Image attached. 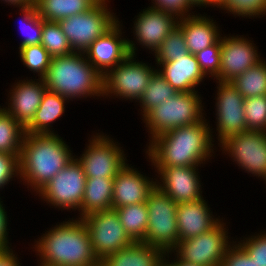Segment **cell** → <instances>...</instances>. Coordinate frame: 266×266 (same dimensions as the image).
Returning <instances> with one entry per match:
<instances>
[{
	"label": "cell",
	"mask_w": 266,
	"mask_h": 266,
	"mask_svg": "<svg viewBox=\"0 0 266 266\" xmlns=\"http://www.w3.org/2000/svg\"><path fill=\"white\" fill-rule=\"evenodd\" d=\"M211 131L206 119L181 126L150 140L146 154L155 168L200 166L214 153Z\"/></svg>",
	"instance_id": "6da1fadb"
},
{
	"label": "cell",
	"mask_w": 266,
	"mask_h": 266,
	"mask_svg": "<svg viewBox=\"0 0 266 266\" xmlns=\"http://www.w3.org/2000/svg\"><path fill=\"white\" fill-rule=\"evenodd\" d=\"M40 262L51 266H101L81 218L63 221L35 241Z\"/></svg>",
	"instance_id": "7a4b0ae2"
},
{
	"label": "cell",
	"mask_w": 266,
	"mask_h": 266,
	"mask_svg": "<svg viewBox=\"0 0 266 266\" xmlns=\"http://www.w3.org/2000/svg\"><path fill=\"white\" fill-rule=\"evenodd\" d=\"M57 134L25 133L20 152V178L38 192L75 156Z\"/></svg>",
	"instance_id": "3957f363"
},
{
	"label": "cell",
	"mask_w": 266,
	"mask_h": 266,
	"mask_svg": "<svg viewBox=\"0 0 266 266\" xmlns=\"http://www.w3.org/2000/svg\"><path fill=\"white\" fill-rule=\"evenodd\" d=\"M84 53L52 57L43 78L48 91L69 99L102 96V74L85 58Z\"/></svg>",
	"instance_id": "277c9868"
},
{
	"label": "cell",
	"mask_w": 266,
	"mask_h": 266,
	"mask_svg": "<svg viewBox=\"0 0 266 266\" xmlns=\"http://www.w3.org/2000/svg\"><path fill=\"white\" fill-rule=\"evenodd\" d=\"M200 98L197 91L179 92L148 111L142 120L146 123L151 140L170 130L205 119Z\"/></svg>",
	"instance_id": "5b68a950"
},
{
	"label": "cell",
	"mask_w": 266,
	"mask_h": 266,
	"mask_svg": "<svg viewBox=\"0 0 266 266\" xmlns=\"http://www.w3.org/2000/svg\"><path fill=\"white\" fill-rule=\"evenodd\" d=\"M148 228L144 244L171 253L179 242L176 211L178 203L155 186L148 195Z\"/></svg>",
	"instance_id": "8992f818"
},
{
	"label": "cell",
	"mask_w": 266,
	"mask_h": 266,
	"mask_svg": "<svg viewBox=\"0 0 266 266\" xmlns=\"http://www.w3.org/2000/svg\"><path fill=\"white\" fill-rule=\"evenodd\" d=\"M107 6V2H98L86 12L58 21L73 52L84 53L119 21Z\"/></svg>",
	"instance_id": "52a82bcc"
},
{
	"label": "cell",
	"mask_w": 266,
	"mask_h": 266,
	"mask_svg": "<svg viewBox=\"0 0 266 266\" xmlns=\"http://www.w3.org/2000/svg\"><path fill=\"white\" fill-rule=\"evenodd\" d=\"M130 54L115 68L108 70L102 78V96H116L126 100L140 99L151 76L157 70L143 62H137ZM110 94V95H109Z\"/></svg>",
	"instance_id": "ba28073f"
},
{
	"label": "cell",
	"mask_w": 266,
	"mask_h": 266,
	"mask_svg": "<svg viewBox=\"0 0 266 266\" xmlns=\"http://www.w3.org/2000/svg\"><path fill=\"white\" fill-rule=\"evenodd\" d=\"M226 223L220 221L210 231L193 238L181 240L172 252L181 261L198 266H221L231 243L228 239ZM230 242V243H229Z\"/></svg>",
	"instance_id": "9c48e42d"
},
{
	"label": "cell",
	"mask_w": 266,
	"mask_h": 266,
	"mask_svg": "<svg viewBox=\"0 0 266 266\" xmlns=\"http://www.w3.org/2000/svg\"><path fill=\"white\" fill-rule=\"evenodd\" d=\"M81 220L87 227L94 252L100 261L133 243L115 209L89 213Z\"/></svg>",
	"instance_id": "30bf717a"
},
{
	"label": "cell",
	"mask_w": 266,
	"mask_h": 266,
	"mask_svg": "<svg viewBox=\"0 0 266 266\" xmlns=\"http://www.w3.org/2000/svg\"><path fill=\"white\" fill-rule=\"evenodd\" d=\"M86 175L76 157L37 193L46 203L66 210L82 206Z\"/></svg>",
	"instance_id": "8fae6325"
},
{
	"label": "cell",
	"mask_w": 266,
	"mask_h": 266,
	"mask_svg": "<svg viewBox=\"0 0 266 266\" xmlns=\"http://www.w3.org/2000/svg\"><path fill=\"white\" fill-rule=\"evenodd\" d=\"M98 134L92 136L87 149L85 148L81 157L76 159L81 164L86 178H115L127 165L124 151L113 139Z\"/></svg>",
	"instance_id": "7c38bea8"
},
{
	"label": "cell",
	"mask_w": 266,
	"mask_h": 266,
	"mask_svg": "<svg viewBox=\"0 0 266 266\" xmlns=\"http://www.w3.org/2000/svg\"><path fill=\"white\" fill-rule=\"evenodd\" d=\"M247 173L266 180V132L246 130L219 143Z\"/></svg>",
	"instance_id": "4fadbf2b"
},
{
	"label": "cell",
	"mask_w": 266,
	"mask_h": 266,
	"mask_svg": "<svg viewBox=\"0 0 266 266\" xmlns=\"http://www.w3.org/2000/svg\"><path fill=\"white\" fill-rule=\"evenodd\" d=\"M118 21L105 34L98 37L84 52L88 62L95 67L102 76L111 68H115L130 54L136 57V47L131 40L122 38L121 24ZM121 37V38H120Z\"/></svg>",
	"instance_id": "5bb4252c"
},
{
	"label": "cell",
	"mask_w": 266,
	"mask_h": 266,
	"mask_svg": "<svg viewBox=\"0 0 266 266\" xmlns=\"http://www.w3.org/2000/svg\"><path fill=\"white\" fill-rule=\"evenodd\" d=\"M217 86L216 120L218 141L221 143L231 135L247 130L244 113V97L230 82H220Z\"/></svg>",
	"instance_id": "9a60e30c"
},
{
	"label": "cell",
	"mask_w": 266,
	"mask_h": 266,
	"mask_svg": "<svg viewBox=\"0 0 266 266\" xmlns=\"http://www.w3.org/2000/svg\"><path fill=\"white\" fill-rule=\"evenodd\" d=\"M261 61L257 48L245 37H221V62L219 74L214 78L230 82Z\"/></svg>",
	"instance_id": "2e32d148"
},
{
	"label": "cell",
	"mask_w": 266,
	"mask_h": 266,
	"mask_svg": "<svg viewBox=\"0 0 266 266\" xmlns=\"http://www.w3.org/2000/svg\"><path fill=\"white\" fill-rule=\"evenodd\" d=\"M196 167L198 168L199 166H165L156 168L161 182L156 179L155 185L176 203L190 202L203 198Z\"/></svg>",
	"instance_id": "e0dca14e"
},
{
	"label": "cell",
	"mask_w": 266,
	"mask_h": 266,
	"mask_svg": "<svg viewBox=\"0 0 266 266\" xmlns=\"http://www.w3.org/2000/svg\"><path fill=\"white\" fill-rule=\"evenodd\" d=\"M138 15L134 22L136 40L155 53L162 41L177 27L179 17L152 6L143 9Z\"/></svg>",
	"instance_id": "ac0fdd59"
},
{
	"label": "cell",
	"mask_w": 266,
	"mask_h": 266,
	"mask_svg": "<svg viewBox=\"0 0 266 266\" xmlns=\"http://www.w3.org/2000/svg\"><path fill=\"white\" fill-rule=\"evenodd\" d=\"M38 81L20 80L13 86L10 93V102L8 108L3 109L16 119L24 128H26L33 120L38 110L43 94L47 87L43 78Z\"/></svg>",
	"instance_id": "d6986e66"
},
{
	"label": "cell",
	"mask_w": 266,
	"mask_h": 266,
	"mask_svg": "<svg viewBox=\"0 0 266 266\" xmlns=\"http://www.w3.org/2000/svg\"><path fill=\"white\" fill-rule=\"evenodd\" d=\"M153 178L139 173L132 166L125 165L114 178L113 183V209L145 203L151 190L156 186Z\"/></svg>",
	"instance_id": "ffe728a7"
},
{
	"label": "cell",
	"mask_w": 266,
	"mask_h": 266,
	"mask_svg": "<svg viewBox=\"0 0 266 266\" xmlns=\"http://www.w3.org/2000/svg\"><path fill=\"white\" fill-rule=\"evenodd\" d=\"M204 198L195 201L178 203L176 218L179 241L196 237L210 231L220 221L214 219Z\"/></svg>",
	"instance_id": "44dd1931"
},
{
	"label": "cell",
	"mask_w": 266,
	"mask_h": 266,
	"mask_svg": "<svg viewBox=\"0 0 266 266\" xmlns=\"http://www.w3.org/2000/svg\"><path fill=\"white\" fill-rule=\"evenodd\" d=\"M158 64L161 67L159 73L177 93L195 91V87L206 77L199 67L195 54L190 52L173 61L157 62Z\"/></svg>",
	"instance_id": "7402d4cb"
},
{
	"label": "cell",
	"mask_w": 266,
	"mask_h": 266,
	"mask_svg": "<svg viewBox=\"0 0 266 266\" xmlns=\"http://www.w3.org/2000/svg\"><path fill=\"white\" fill-rule=\"evenodd\" d=\"M199 15L191 14L179 17L177 24L184 35L187 49L191 54H196L213 45L221 38L216 22L205 15Z\"/></svg>",
	"instance_id": "603a6c76"
},
{
	"label": "cell",
	"mask_w": 266,
	"mask_h": 266,
	"mask_svg": "<svg viewBox=\"0 0 266 266\" xmlns=\"http://www.w3.org/2000/svg\"><path fill=\"white\" fill-rule=\"evenodd\" d=\"M165 252L143 242H133L128 247L106 256L101 266H162Z\"/></svg>",
	"instance_id": "cb8c5ba5"
},
{
	"label": "cell",
	"mask_w": 266,
	"mask_h": 266,
	"mask_svg": "<svg viewBox=\"0 0 266 266\" xmlns=\"http://www.w3.org/2000/svg\"><path fill=\"white\" fill-rule=\"evenodd\" d=\"M65 101L67 102V98L46 90L32 122L25 128V133L54 134L50 129L51 123L62 117L65 112Z\"/></svg>",
	"instance_id": "d4e9b609"
},
{
	"label": "cell",
	"mask_w": 266,
	"mask_h": 266,
	"mask_svg": "<svg viewBox=\"0 0 266 266\" xmlns=\"http://www.w3.org/2000/svg\"><path fill=\"white\" fill-rule=\"evenodd\" d=\"M114 178H86L80 217L89 213L113 209Z\"/></svg>",
	"instance_id": "484cf974"
},
{
	"label": "cell",
	"mask_w": 266,
	"mask_h": 266,
	"mask_svg": "<svg viewBox=\"0 0 266 266\" xmlns=\"http://www.w3.org/2000/svg\"><path fill=\"white\" fill-rule=\"evenodd\" d=\"M97 3V0H34L40 17L55 22L86 12Z\"/></svg>",
	"instance_id": "4316f807"
},
{
	"label": "cell",
	"mask_w": 266,
	"mask_h": 266,
	"mask_svg": "<svg viewBox=\"0 0 266 266\" xmlns=\"http://www.w3.org/2000/svg\"><path fill=\"white\" fill-rule=\"evenodd\" d=\"M121 225L133 242H142L148 228V208L145 203H137L115 208Z\"/></svg>",
	"instance_id": "83f0119b"
},
{
	"label": "cell",
	"mask_w": 266,
	"mask_h": 266,
	"mask_svg": "<svg viewBox=\"0 0 266 266\" xmlns=\"http://www.w3.org/2000/svg\"><path fill=\"white\" fill-rule=\"evenodd\" d=\"M230 83L244 97L266 95V63L263 59L244 73L236 76Z\"/></svg>",
	"instance_id": "f1b7e54d"
},
{
	"label": "cell",
	"mask_w": 266,
	"mask_h": 266,
	"mask_svg": "<svg viewBox=\"0 0 266 266\" xmlns=\"http://www.w3.org/2000/svg\"><path fill=\"white\" fill-rule=\"evenodd\" d=\"M25 128L0 106V152L20 158Z\"/></svg>",
	"instance_id": "f546056e"
},
{
	"label": "cell",
	"mask_w": 266,
	"mask_h": 266,
	"mask_svg": "<svg viewBox=\"0 0 266 266\" xmlns=\"http://www.w3.org/2000/svg\"><path fill=\"white\" fill-rule=\"evenodd\" d=\"M177 94V91L163 78V76L156 70L144 93L139 99L140 108L145 115L154 107L160 105L164 100L171 98Z\"/></svg>",
	"instance_id": "4dcf8cb0"
},
{
	"label": "cell",
	"mask_w": 266,
	"mask_h": 266,
	"mask_svg": "<svg viewBox=\"0 0 266 266\" xmlns=\"http://www.w3.org/2000/svg\"><path fill=\"white\" fill-rule=\"evenodd\" d=\"M40 44L52 57L68 55L73 52L59 22L55 21L43 20Z\"/></svg>",
	"instance_id": "1f68e13d"
},
{
	"label": "cell",
	"mask_w": 266,
	"mask_h": 266,
	"mask_svg": "<svg viewBox=\"0 0 266 266\" xmlns=\"http://www.w3.org/2000/svg\"><path fill=\"white\" fill-rule=\"evenodd\" d=\"M19 54L23 64L38 73L39 78L46 76L52 56L40 43L20 47Z\"/></svg>",
	"instance_id": "d6a6232c"
},
{
	"label": "cell",
	"mask_w": 266,
	"mask_h": 266,
	"mask_svg": "<svg viewBox=\"0 0 266 266\" xmlns=\"http://www.w3.org/2000/svg\"><path fill=\"white\" fill-rule=\"evenodd\" d=\"M189 53L184 35L177 26L162 41L160 47L155 51L156 62H169Z\"/></svg>",
	"instance_id": "836d02e7"
},
{
	"label": "cell",
	"mask_w": 266,
	"mask_h": 266,
	"mask_svg": "<svg viewBox=\"0 0 266 266\" xmlns=\"http://www.w3.org/2000/svg\"><path fill=\"white\" fill-rule=\"evenodd\" d=\"M247 130L266 132V95L244 99Z\"/></svg>",
	"instance_id": "e575fe53"
},
{
	"label": "cell",
	"mask_w": 266,
	"mask_h": 266,
	"mask_svg": "<svg viewBox=\"0 0 266 266\" xmlns=\"http://www.w3.org/2000/svg\"><path fill=\"white\" fill-rule=\"evenodd\" d=\"M19 9H21V15L24 16V18H22V23L25 24V26L21 27V29L23 32H26V29H28V32H26V34L24 33L26 36L21 41L19 48L39 44L42 37L43 19L38 14L35 4L27 7H21Z\"/></svg>",
	"instance_id": "d590c367"
},
{
	"label": "cell",
	"mask_w": 266,
	"mask_h": 266,
	"mask_svg": "<svg viewBox=\"0 0 266 266\" xmlns=\"http://www.w3.org/2000/svg\"><path fill=\"white\" fill-rule=\"evenodd\" d=\"M216 7L239 17L266 15V0H219Z\"/></svg>",
	"instance_id": "8d00e7d4"
},
{
	"label": "cell",
	"mask_w": 266,
	"mask_h": 266,
	"mask_svg": "<svg viewBox=\"0 0 266 266\" xmlns=\"http://www.w3.org/2000/svg\"><path fill=\"white\" fill-rule=\"evenodd\" d=\"M199 67L205 76L216 77L219 74L221 62V38L213 45L195 54Z\"/></svg>",
	"instance_id": "74e56055"
},
{
	"label": "cell",
	"mask_w": 266,
	"mask_h": 266,
	"mask_svg": "<svg viewBox=\"0 0 266 266\" xmlns=\"http://www.w3.org/2000/svg\"><path fill=\"white\" fill-rule=\"evenodd\" d=\"M238 244L246 251L257 266H266V233L241 240Z\"/></svg>",
	"instance_id": "f35d334b"
},
{
	"label": "cell",
	"mask_w": 266,
	"mask_h": 266,
	"mask_svg": "<svg viewBox=\"0 0 266 266\" xmlns=\"http://www.w3.org/2000/svg\"><path fill=\"white\" fill-rule=\"evenodd\" d=\"M20 176L19 157L14 154L0 152V188L10 182L11 178Z\"/></svg>",
	"instance_id": "ab89813d"
},
{
	"label": "cell",
	"mask_w": 266,
	"mask_h": 266,
	"mask_svg": "<svg viewBox=\"0 0 266 266\" xmlns=\"http://www.w3.org/2000/svg\"><path fill=\"white\" fill-rule=\"evenodd\" d=\"M232 243L227 249L225 256L221 262V266H257L253 259L239 245ZM234 245V246H233Z\"/></svg>",
	"instance_id": "60d3db41"
},
{
	"label": "cell",
	"mask_w": 266,
	"mask_h": 266,
	"mask_svg": "<svg viewBox=\"0 0 266 266\" xmlns=\"http://www.w3.org/2000/svg\"><path fill=\"white\" fill-rule=\"evenodd\" d=\"M153 1L155 3H153L152 7L172 12L178 17L190 15L191 13L188 12L193 7V5L188 0H153Z\"/></svg>",
	"instance_id": "b9f144b4"
},
{
	"label": "cell",
	"mask_w": 266,
	"mask_h": 266,
	"mask_svg": "<svg viewBox=\"0 0 266 266\" xmlns=\"http://www.w3.org/2000/svg\"><path fill=\"white\" fill-rule=\"evenodd\" d=\"M7 212L5 211V207L2 204V201H0V249H7L10 248L8 246L9 240H8V218H7Z\"/></svg>",
	"instance_id": "7bdbcfd3"
},
{
	"label": "cell",
	"mask_w": 266,
	"mask_h": 266,
	"mask_svg": "<svg viewBox=\"0 0 266 266\" xmlns=\"http://www.w3.org/2000/svg\"><path fill=\"white\" fill-rule=\"evenodd\" d=\"M12 249H0V266H20Z\"/></svg>",
	"instance_id": "ee69618b"
},
{
	"label": "cell",
	"mask_w": 266,
	"mask_h": 266,
	"mask_svg": "<svg viewBox=\"0 0 266 266\" xmlns=\"http://www.w3.org/2000/svg\"><path fill=\"white\" fill-rule=\"evenodd\" d=\"M166 255L169 258V252L165 253L162 266H198V265L185 263L178 258L176 259V261L174 260L173 262L172 261L169 262L168 259L166 260Z\"/></svg>",
	"instance_id": "f6af8a7d"
},
{
	"label": "cell",
	"mask_w": 266,
	"mask_h": 266,
	"mask_svg": "<svg viewBox=\"0 0 266 266\" xmlns=\"http://www.w3.org/2000/svg\"><path fill=\"white\" fill-rule=\"evenodd\" d=\"M4 2H8L9 5H13L15 7H27V6H30L32 4H34V0H2Z\"/></svg>",
	"instance_id": "bcb514c9"
},
{
	"label": "cell",
	"mask_w": 266,
	"mask_h": 266,
	"mask_svg": "<svg viewBox=\"0 0 266 266\" xmlns=\"http://www.w3.org/2000/svg\"><path fill=\"white\" fill-rule=\"evenodd\" d=\"M194 7L195 6H207L208 7L213 5V7L216 6V3L213 0H188Z\"/></svg>",
	"instance_id": "7dc6e473"
},
{
	"label": "cell",
	"mask_w": 266,
	"mask_h": 266,
	"mask_svg": "<svg viewBox=\"0 0 266 266\" xmlns=\"http://www.w3.org/2000/svg\"><path fill=\"white\" fill-rule=\"evenodd\" d=\"M38 266H51V265L43 264L40 262V265H38Z\"/></svg>",
	"instance_id": "c3c4849f"
},
{
	"label": "cell",
	"mask_w": 266,
	"mask_h": 266,
	"mask_svg": "<svg viewBox=\"0 0 266 266\" xmlns=\"http://www.w3.org/2000/svg\"><path fill=\"white\" fill-rule=\"evenodd\" d=\"M98 2H107L108 0H97Z\"/></svg>",
	"instance_id": "681fc988"
}]
</instances>
